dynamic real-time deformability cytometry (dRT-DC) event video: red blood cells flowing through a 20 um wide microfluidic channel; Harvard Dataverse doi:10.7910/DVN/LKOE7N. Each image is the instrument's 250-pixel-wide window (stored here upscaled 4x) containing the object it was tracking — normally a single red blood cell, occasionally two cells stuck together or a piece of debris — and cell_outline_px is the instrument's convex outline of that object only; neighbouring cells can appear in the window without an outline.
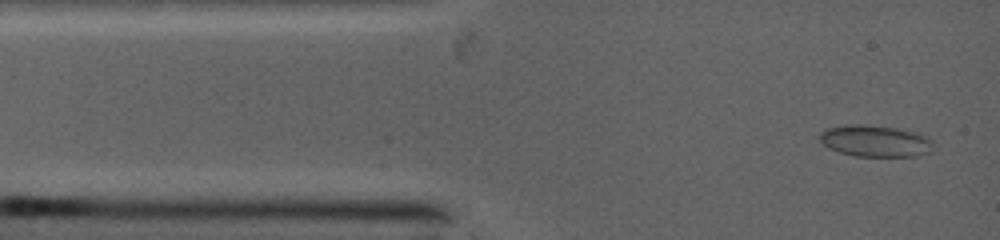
{"species": "common noctule bat (a hibernating species)", "species_latin": "Nyctalus noctula", "temperature_condition": "warm", "stored_images_in_passage": 4, "camera_frame_rate_fps": 5000, "um_per_image_px": 0.085, "animal": {"sex": "female", "body_mass_g": 19.0, "forearm_length_mm": 53.3}, "frame": {"image": 1, "passage_image": 1, "time_ms": 0.0, "image_size_px": [1000, 240], "cell_outline_px": [[928, 140], [924, 152], [912, 156], [856, 156], [840, 152], [824, 144], [820, 140], [820, 136], [828, 128], [892, 128], [912, 132]], "centroid_in_image_um": [74.31, 12.05], "position_along_channel_um": 10.7, "area_um2": 18.38}}
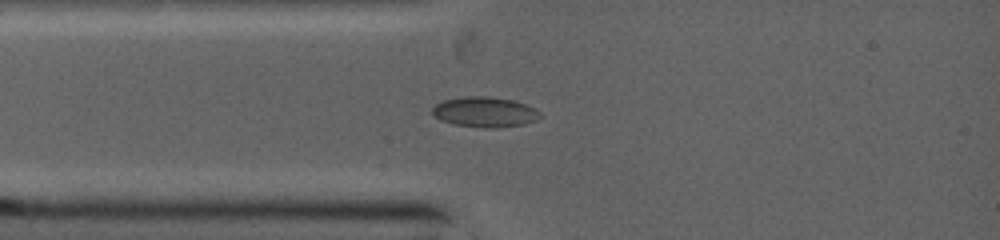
{"frame": {"image": 2, "passage_image": 3, "time_ms": 1.8, "image_size_px": [1000, 240], "cell_outline_px": [[540, 116], [536, 120], [524, 124], [456, 124], [444, 120], [436, 116], [432, 112], [432, 108], [436, 104], [444, 100], [472, 96], [488, 96], [512, 100], [524, 104], [532, 108]], "centroid_in_image_um": [41.17, 9.45], "position_along_channel_um": 43.8, "area_um2": 17.28}}
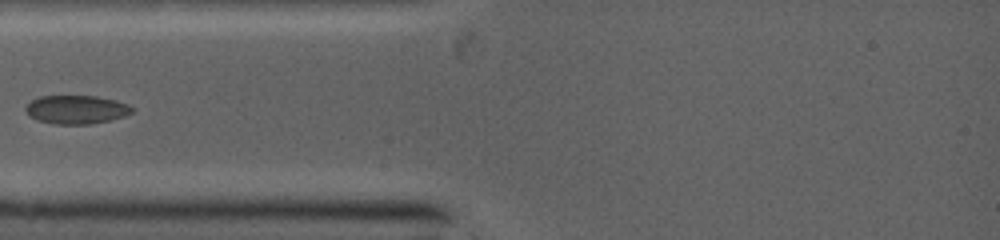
{"frame": {"image": 3, "passage_image": 4, "time_ms": 2.6, "image_size_px": [1000, 240], "cell_outline_px": [[132, 112], [124, 116], [108, 120], [88, 124], [56, 124], [40, 120], [28, 116], [24, 108], [32, 100], [40, 96], [96, 96], [112, 100], [124, 104], [132, 108]], "centroid_in_image_um": [6.42, 9.31], "position_along_channel_um": 78.6, "area_um2": 17.28}}